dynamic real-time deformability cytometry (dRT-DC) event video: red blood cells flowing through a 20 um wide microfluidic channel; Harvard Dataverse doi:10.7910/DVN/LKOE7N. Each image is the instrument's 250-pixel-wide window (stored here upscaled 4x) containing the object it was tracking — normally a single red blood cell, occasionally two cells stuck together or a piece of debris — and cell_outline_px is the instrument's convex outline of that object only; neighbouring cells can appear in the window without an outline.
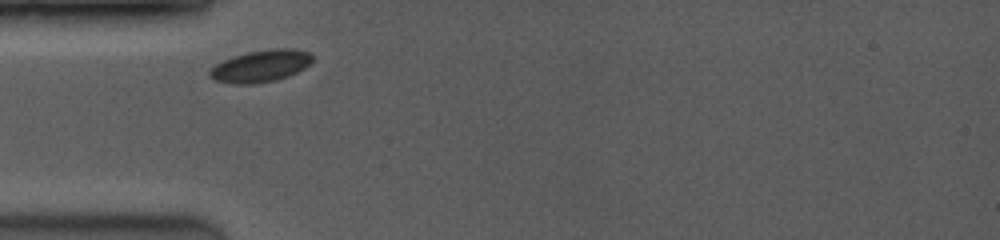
{"species": "common noctule bat (a hibernating species)", "species_latin": "Nyctalus noctula", "temperature_condition": "room temperature", "stored_images_in_passage": 21, "camera_frame_rate_fps": 3500, "um_per_image_px": 0.085, "animal": {"sex": "female", "body_mass_g": 19.0, "forearm_length_mm": 53.3}, "frame": {"image": 1, "passage_image": 1, "time_ms": 0.0, "image_size_px": [1000, 240], "cell_outline_px": [[312, 60], [304, 68], [288, 76], [276, 80], [252, 84], [232, 84], [216, 80], [208, 72], [216, 64], [232, 56], [248, 52], [272, 48], [292, 48], [308, 52], [312, 56]], "centroid_in_image_um": [22.16, 5.6], "position_along_channel_um": 62.8, "area_um2": 18.96}}
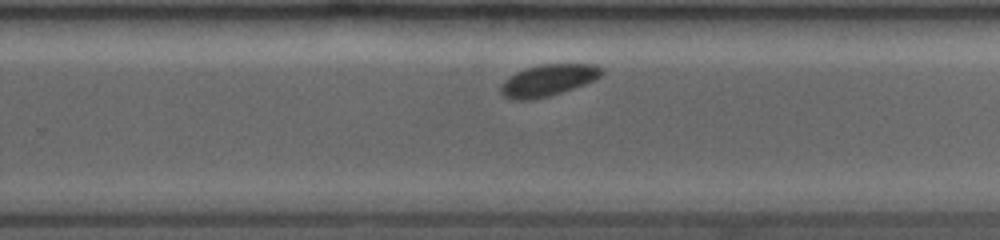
{"frame": {"image": 2, "passage_image": 14, "time_ms": 5.714, "image_size_px": [1000, 240], "cell_outline_px": [[604, 72], [600, 76], [584, 84], [548, 96], [532, 100], [508, 100], [500, 92], [500, 84], [504, 80], [516, 72], [524, 68], [540, 64], [596, 64], [604, 68]], "centroid_in_image_um": [46.55, 6.82], "position_along_channel_um": 283.3, "area_um2": 18.67}}
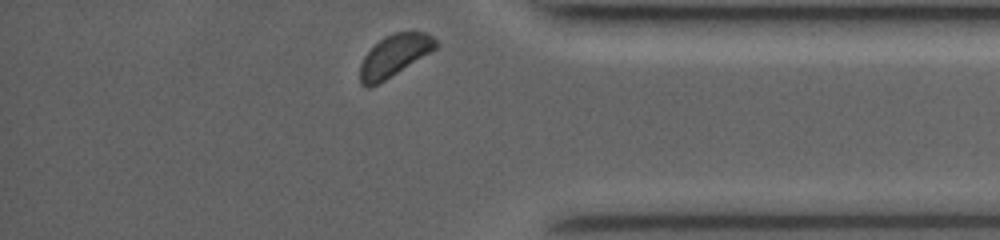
{"frame": {"image": 3, "passage_image": 21, "time_ms": 8.857, "image_size_px": [1000, 240], "cell_outline_px": [[440, 44], [436, 48], [384, 80], [368, 88], [360, 84], [360, 64], [364, 56], [384, 36], [396, 32], [428, 32]], "centroid_in_image_um": [33.52, 4.71], "position_along_channel_um": 401.7, "area_um2": 18.03}, "authors_computed_cell_mechanics": {"area_um2": 19.074, "velocity_mm_per_s": 3.8982, "shape_relaxation_time_tau1_ms": 0.8082, "shape_relaxation_time_tau2_ms": null, "deformation_change_tau1": 0.04, "deformation_change_tau2": null}}